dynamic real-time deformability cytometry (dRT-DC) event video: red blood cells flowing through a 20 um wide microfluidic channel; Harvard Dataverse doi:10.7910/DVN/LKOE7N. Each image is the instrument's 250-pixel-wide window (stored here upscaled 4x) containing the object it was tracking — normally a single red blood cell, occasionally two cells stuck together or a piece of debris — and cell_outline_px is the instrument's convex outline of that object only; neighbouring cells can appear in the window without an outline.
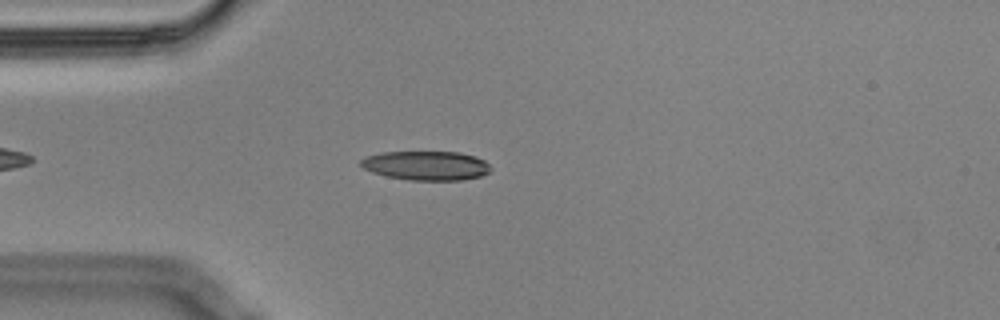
{"species": "Egyptian fruit bat (a non-hibernating species)", "species_latin": "Rousettus aegyptiacus", "temperature_condition": "cold", "stored_images_in_passage": 50, "camera_frame_rate_fps": 3000, "um_per_image_px": 0.085, "animal": {"sex": "male"}, "frame": {"image": 1, "passage_image": 8, "time_ms": 2.333, "image_size_px": [1000, 320], "cell_outline_px": [[492, 168], [488, 172], [480, 176], [460, 180], [412, 180], [388, 176], [372, 172], [364, 168], [360, 164], [360, 160], [364, 156], [384, 152], [460, 152], [476, 156], [484, 160]], "centroid_in_image_um": [36.23, 14.06], "position_along_channel_um": 48.8, "area_um2": 22.02}}
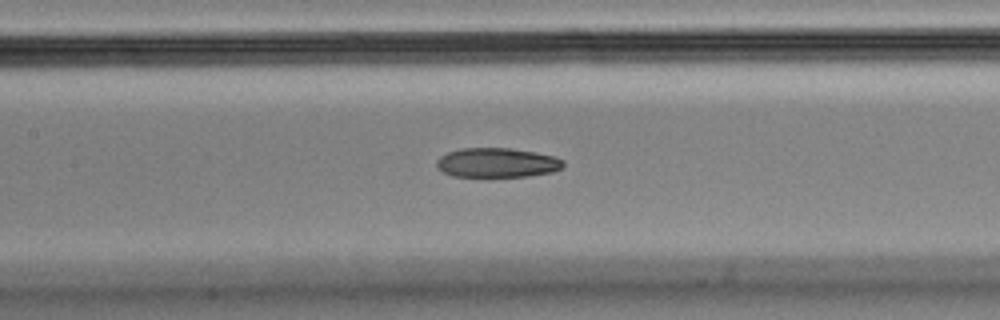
{"frame": {"image": 2, "passage_image": 19, "time_ms": 6.0, "image_size_px": [1000, 320], "cell_outline_px": [[564, 164], [560, 168], [552, 172], [528, 176], [452, 176], [436, 168], [436, 160], [440, 156], [448, 152], [460, 148], [508, 148], [536, 152], [552, 156], [564, 160]], "centroid_in_image_um": [42.22, 13.82], "position_along_channel_um": 165.2, "area_um2": 21.68}}
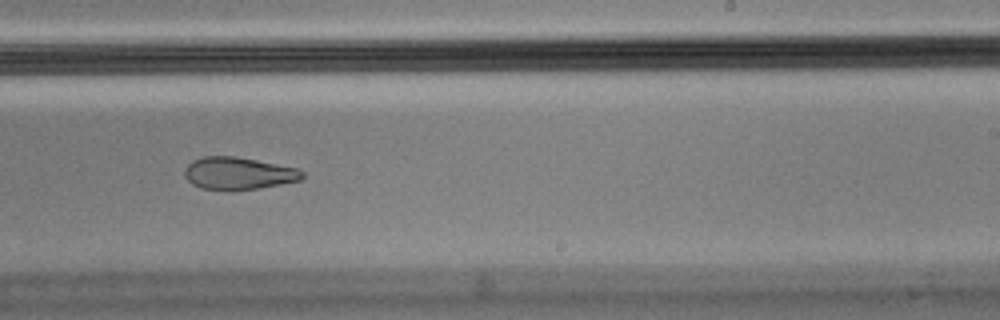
{"frame": {"image": 3, "passage_image": 28, "time_ms": 9.0, "image_size_px": [1000, 320], "cell_outline_px": [[304, 176], [300, 180], [280, 184], [232, 192], [200, 188], [192, 184], [184, 176], [184, 172], [188, 164], [192, 160], [204, 156], [236, 156], [300, 168], [304, 172]], "centroid_in_image_um": [20.25, 14.74], "position_along_channel_um": 268.7, "area_um2": 22.6}, "authors_computed_cell_mechanics": {"area_um2": 22.9755, "velocity_mm_per_s": 3.4656, "shape_relaxation_time_tau1_ms": null, "shape_relaxation_time_tau2_ms": 4.5287, "deformation_change_tau1": null, "deformation_change_tau2": 0.1117}}